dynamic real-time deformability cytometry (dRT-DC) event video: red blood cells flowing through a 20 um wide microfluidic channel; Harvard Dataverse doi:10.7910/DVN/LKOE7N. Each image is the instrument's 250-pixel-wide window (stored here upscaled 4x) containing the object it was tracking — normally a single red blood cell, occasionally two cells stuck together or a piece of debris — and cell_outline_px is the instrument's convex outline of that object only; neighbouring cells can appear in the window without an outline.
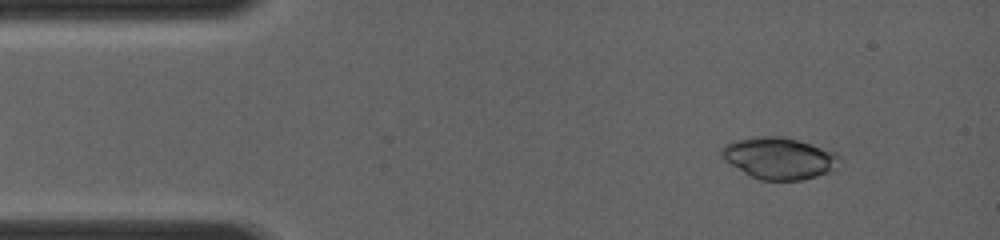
{"species": "common noctule bat (a hibernating species)", "species_latin": "Nyctalus noctula", "temperature_condition": "room temperature", "stored_images_in_passage": 4, "camera_frame_rate_fps": 4000, "um_per_image_px": 0.085, "animal": {"sex": "female", "body_mass_g": 19.0, "forearm_length_mm": 56.7}, "frame": {"image": 1, "passage_image": 1, "time_ms": 0.0, "image_size_px": [1000, 240], "cell_outline_px": [[844, 164], [832, 172], [800, 180], [760, 180], [748, 176], [724, 160], [720, 156], [720, 148], [724, 144], [732, 140], [764, 136], [776, 136], [796, 140], [836, 152], [840, 156]], "centroid_in_image_um": [66.24, 13.46], "position_along_channel_um": 18.8, "area_um2": 29.07}}